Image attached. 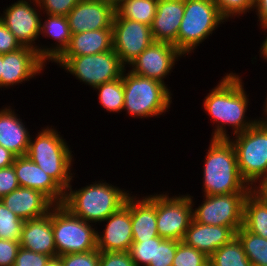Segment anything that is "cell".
Returning a JSON list of instances; mask_svg holds the SVG:
<instances>
[{
	"instance_id": "ab89813d",
	"label": "cell",
	"mask_w": 267,
	"mask_h": 266,
	"mask_svg": "<svg viewBox=\"0 0 267 266\" xmlns=\"http://www.w3.org/2000/svg\"><path fill=\"white\" fill-rule=\"evenodd\" d=\"M99 266H136L129 252H100Z\"/></svg>"
},
{
	"instance_id": "4fadbf2b",
	"label": "cell",
	"mask_w": 267,
	"mask_h": 266,
	"mask_svg": "<svg viewBox=\"0 0 267 266\" xmlns=\"http://www.w3.org/2000/svg\"><path fill=\"white\" fill-rule=\"evenodd\" d=\"M113 49L127 67L154 42L150 26L126 18H114Z\"/></svg>"
},
{
	"instance_id": "1f68e13d",
	"label": "cell",
	"mask_w": 267,
	"mask_h": 266,
	"mask_svg": "<svg viewBox=\"0 0 267 266\" xmlns=\"http://www.w3.org/2000/svg\"><path fill=\"white\" fill-rule=\"evenodd\" d=\"M23 224L24 220L10 211L0 200V239L19 241Z\"/></svg>"
},
{
	"instance_id": "836d02e7",
	"label": "cell",
	"mask_w": 267,
	"mask_h": 266,
	"mask_svg": "<svg viewBox=\"0 0 267 266\" xmlns=\"http://www.w3.org/2000/svg\"><path fill=\"white\" fill-rule=\"evenodd\" d=\"M128 252L136 266L155 264L156 237L133 242Z\"/></svg>"
},
{
	"instance_id": "484cf974",
	"label": "cell",
	"mask_w": 267,
	"mask_h": 266,
	"mask_svg": "<svg viewBox=\"0 0 267 266\" xmlns=\"http://www.w3.org/2000/svg\"><path fill=\"white\" fill-rule=\"evenodd\" d=\"M112 49V29H99L71 34L69 46L61 56L93 55Z\"/></svg>"
},
{
	"instance_id": "44dd1931",
	"label": "cell",
	"mask_w": 267,
	"mask_h": 266,
	"mask_svg": "<svg viewBox=\"0 0 267 266\" xmlns=\"http://www.w3.org/2000/svg\"><path fill=\"white\" fill-rule=\"evenodd\" d=\"M184 15V0H158L150 26L154 41L168 42L177 48V36Z\"/></svg>"
},
{
	"instance_id": "7bdbcfd3",
	"label": "cell",
	"mask_w": 267,
	"mask_h": 266,
	"mask_svg": "<svg viewBox=\"0 0 267 266\" xmlns=\"http://www.w3.org/2000/svg\"><path fill=\"white\" fill-rule=\"evenodd\" d=\"M23 46L0 20V54L17 51Z\"/></svg>"
},
{
	"instance_id": "f5cc1de1",
	"label": "cell",
	"mask_w": 267,
	"mask_h": 266,
	"mask_svg": "<svg viewBox=\"0 0 267 266\" xmlns=\"http://www.w3.org/2000/svg\"><path fill=\"white\" fill-rule=\"evenodd\" d=\"M204 266H212V264L210 262H208L207 264H205Z\"/></svg>"
},
{
	"instance_id": "f546056e",
	"label": "cell",
	"mask_w": 267,
	"mask_h": 266,
	"mask_svg": "<svg viewBox=\"0 0 267 266\" xmlns=\"http://www.w3.org/2000/svg\"><path fill=\"white\" fill-rule=\"evenodd\" d=\"M252 266H267V239L247 231L243 226L236 231Z\"/></svg>"
},
{
	"instance_id": "ffe728a7",
	"label": "cell",
	"mask_w": 267,
	"mask_h": 266,
	"mask_svg": "<svg viewBox=\"0 0 267 266\" xmlns=\"http://www.w3.org/2000/svg\"><path fill=\"white\" fill-rule=\"evenodd\" d=\"M234 237L236 230L232 227L205 225L192 219L182 241L210 257Z\"/></svg>"
},
{
	"instance_id": "9a60e30c",
	"label": "cell",
	"mask_w": 267,
	"mask_h": 266,
	"mask_svg": "<svg viewBox=\"0 0 267 266\" xmlns=\"http://www.w3.org/2000/svg\"><path fill=\"white\" fill-rule=\"evenodd\" d=\"M104 230H97V250L99 252H128L133 243L131 223V194L124 205L101 223Z\"/></svg>"
},
{
	"instance_id": "d590c367",
	"label": "cell",
	"mask_w": 267,
	"mask_h": 266,
	"mask_svg": "<svg viewBox=\"0 0 267 266\" xmlns=\"http://www.w3.org/2000/svg\"><path fill=\"white\" fill-rule=\"evenodd\" d=\"M178 241L156 237L155 264L149 266H172Z\"/></svg>"
},
{
	"instance_id": "7c38bea8",
	"label": "cell",
	"mask_w": 267,
	"mask_h": 266,
	"mask_svg": "<svg viewBox=\"0 0 267 266\" xmlns=\"http://www.w3.org/2000/svg\"><path fill=\"white\" fill-rule=\"evenodd\" d=\"M41 9L37 0H17L4 8L0 20L13 33L22 46L33 48L37 52L40 38Z\"/></svg>"
},
{
	"instance_id": "83f0119b",
	"label": "cell",
	"mask_w": 267,
	"mask_h": 266,
	"mask_svg": "<svg viewBox=\"0 0 267 266\" xmlns=\"http://www.w3.org/2000/svg\"><path fill=\"white\" fill-rule=\"evenodd\" d=\"M158 0H131L115 9L114 18H126L151 26Z\"/></svg>"
},
{
	"instance_id": "30bf717a",
	"label": "cell",
	"mask_w": 267,
	"mask_h": 266,
	"mask_svg": "<svg viewBox=\"0 0 267 266\" xmlns=\"http://www.w3.org/2000/svg\"><path fill=\"white\" fill-rule=\"evenodd\" d=\"M193 199L190 194L156 193L157 232L161 238L183 240L193 219L192 209L196 205Z\"/></svg>"
},
{
	"instance_id": "9c48e42d",
	"label": "cell",
	"mask_w": 267,
	"mask_h": 266,
	"mask_svg": "<svg viewBox=\"0 0 267 266\" xmlns=\"http://www.w3.org/2000/svg\"><path fill=\"white\" fill-rule=\"evenodd\" d=\"M54 63L93 90L121 78L127 68L114 49L93 55L60 56Z\"/></svg>"
},
{
	"instance_id": "52a82bcc",
	"label": "cell",
	"mask_w": 267,
	"mask_h": 266,
	"mask_svg": "<svg viewBox=\"0 0 267 266\" xmlns=\"http://www.w3.org/2000/svg\"><path fill=\"white\" fill-rule=\"evenodd\" d=\"M231 138L229 140L236 151L239 173L253 189L267 178V124L257 121L251 128Z\"/></svg>"
},
{
	"instance_id": "74e56055",
	"label": "cell",
	"mask_w": 267,
	"mask_h": 266,
	"mask_svg": "<svg viewBox=\"0 0 267 266\" xmlns=\"http://www.w3.org/2000/svg\"><path fill=\"white\" fill-rule=\"evenodd\" d=\"M42 14L67 16L80 0H37Z\"/></svg>"
},
{
	"instance_id": "d6986e66",
	"label": "cell",
	"mask_w": 267,
	"mask_h": 266,
	"mask_svg": "<svg viewBox=\"0 0 267 266\" xmlns=\"http://www.w3.org/2000/svg\"><path fill=\"white\" fill-rule=\"evenodd\" d=\"M1 201L24 221L45 216L55 206L42 192L20 186Z\"/></svg>"
},
{
	"instance_id": "8992f818",
	"label": "cell",
	"mask_w": 267,
	"mask_h": 266,
	"mask_svg": "<svg viewBox=\"0 0 267 266\" xmlns=\"http://www.w3.org/2000/svg\"><path fill=\"white\" fill-rule=\"evenodd\" d=\"M224 22L227 21L220 14L214 0H184L177 49L184 57L189 56Z\"/></svg>"
},
{
	"instance_id": "f6af8a7d",
	"label": "cell",
	"mask_w": 267,
	"mask_h": 266,
	"mask_svg": "<svg viewBox=\"0 0 267 266\" xmlns=\"http://www.w3.org/2000/svg\"><path fill=\"white\" fill-rule=\"evenodd\" d=\"M17 156L0 145V169L13 165Z\"/></svg>"
},
{
	"instance_id": "f1b7e54d",
	"label": "cell",
	"mask_w": 267,
	"mask_h": 266,
	"mask_svg": "<svg viewBox=\"0 0 267 266\" xmlns=\"http://www.w3.org/2000/svg\"><path fill=\"white\" fill-rule=\"evenodd\" d=\"M212 266H252L237 237L218 248L210 257Z\"/></svg>"
},
{
	"instance_id": "4316f807",
	"label": "cell",
	"mask_w": 267,
	"mask_h": 266,
	"mask_svg": "<svg viewBox=\"0 0 267 266\" xmlns=\"http://www.w3.org/2000/svg\"><path fill=\"white\" fill-rule=\"evenodd\" d=\"M243 227L267 239V203L253 190L249 192L244 202Z\"/></svg>"
},
{
	"instance_id": "681fc988",
	"label": "cell",
	"mask_w": 267,
	"mask_h": 266,
	"mask_svg": "<svg viewBox=\"0 0 267 266\" xmlns=\"http://www.w3.org/2000/svg\"><path fill=\"white\" fill-rule=\"evenodd\" d=\"M46 266H63V265H62L61 258L59 256H56V257L50 258Z\"/></svg>"
},
{
	"instance_id": "d6a6232c",
	"label": "cell",
	"mask_w": 267,
	"mask_h": 266,
	"mask_svg": "<svg viewBox=\"0 0 267 266\" xmlns=\"http://www.w3.org/2000/svg\"><path fill=\"white\" fill-rule=\"evenodd\" d=\"M208 262L209 257L204 252L178 241L172 266H204Z\"/></svg>"
},
{
	"instance_id": "277c9868",
	"label": "cell",
	"mask_w": 267,
	"mask_h": 266,
	"mask_svg": "<svg viewBox=\"0 0 267 266\" xmlns=\"http://www.w3.org/2000/svg\"><path fill=\"white\" fill-rule=\"evenodd\" d=\"M60 133L52 125L42 127L35 137L30 136L26 156L66 191L75 175L72 173L74 156Z\"/></svg>"
},
{
	"instance_id": "cb8c5ba5",
	"label": "cell",
	"mask_w": 267,
	"mask_h": 266,
	"mask_svg": "<svg viewBox=\"0 0 267 266\" xmlns=\"http://www.w3.org/2000/svg\"><path fill=\"white\" fill-rule=\"evenodd\" d=\"M12 108L5 106L0 109V145L18 157L27 154L31 135Z\"/></svg>"
},
{
	"instance_id": "ba28073f",
	"label": "cell",
	"mask_w": 267,
	"mask_h": 266,
	"mask_svg": "<svg viewBox=\"0 0 267 266\" xmlns=\"http://www.w3.org/2000/svg\"><path fill=\"white\" fill-rule=\"evenodd\" d=\"M74 216L66 207L52 208V229L57 256L97 249V226Z\"/></svg>"
},
{
	"instance_id": "e0dca14e",
	"label": "cell",
	"mask_w": 267,
	"mask_h": 266,
	"mask_svg": "<svg viewBox=\"0 0 267 266\" xmlns=\"http://www.w3.org/2000/svg\"><path fill=\"white\" fill-rule=\"evenodd\" d=\"M114 4L106 0H80L66 16L71 34L112 29Z\"/></svg>"
},
{
	"instance_id": "7402d4cb",
	"label": "cell",
	"mask_w": 267,
	"mask_h": 266,
	"mask_svg": "<svg viewBox=\"0 0 267 266\" xmlns=\"http://www.w3.org/2000/svg\"><path fill=\"white\" fill-rule=\"evenodd\" d=\"M19 241L20 247L24 249L51 258L56 257L57 250L52 229V209L45 216L24 221Z\"/></svg>"
},
{
	"instance_id": "c3c4849f",
	"label": "cell",
	"mask_w": 267,
	"mask_h": 266,
	"mask_svg": "<svg viewBox=\"0 0 267 266\" xmlns=\"http://www.w3.org/2000/svg\"><path fill=\"white\" fill-rule=\"evenodd\" d=\"M267 94V93H266ZM263 114L264 116H262V118H257V121L258 122H261V123H264V124H267V96L265 98V102H263Z\"/></svg>"
},
{
	"instance_id": "ac0fdd59",
	"label": "cell",
	"mask_w": 267,
	"mask_h": 266,
	"mask_svg": "<svg viewBox=\"0 0 267 266\" xmlns=\"http://www.w3.org/2000/svg\"><path fill=\"white\" fill-rule=\"evenodd\" d=\"M13 167L20 187L42 192L55 205L63 204L65 190L28 156L16 157Z\"/></svg>"
},
{
	"instance_id": "2e32d148",
	"label": "cell",
	"mask_w": 267,
	"mask_h": 266,
	"mask_svg": "<svg viewBox=\"0 0 267 266\" xmlns=\"http://www.w3.org/2000/svg\"><path fill=\"white\" fill-rule=\"evenodd\" d=\"M46 63L35 49L23 46L17 51L2 54L1 90L9 89L40 76Z\"/></svg>"
},
{
	"instance_id": "60d3db41",
	"label": "cell",
	"mask_w": 267,
	"mask_h": 266,
	"mask_svg": "<svg viewBox=\"0 0 267 266\" xmlns=\"http://www.w3.org/2000/svg\"><path fill=\"white\" fill-rule=\"evenodd\" d=\"M20 241L0 239V266H14Z\"/></svg>"
},
{
	"instance_id": "603a6c76",
	"label": "cell",
	"mask_w": 267,
	"mask_h": 266,
	"mask_svg": "<svg viewBox=\"0 0 267 266\" xmlns=\"http://www.w3.org/2000/svg\"><path fill=\"white\" fill-rule=\"evenodd\" d=\"M46 19L40 20V33L42 37H49L55 43L48 45L38 44L37 54L47 64V62H55L68 48L71 41V32L66 16L44 15Z\"/></svg>"
},
{
	"instance_id": "f35d334b",
	"label": "cell",
	"mask_w": 267,
	"mask_h": 266,
	"mask_svg": "<svg viewBox=\"0 0 267 266\" xmlns=\"http://www.w3.org/2000/svg\"><path fill=\"white\" fill-rule=\"evenodd\" d=\"M50 256L19 248L14 266H46Z\"/></svg>"
},
{
	"instance_id": "bcb514c9",
	"label": "cell",
	"mask_w": 267,
	"mask_h": 266,
	"mask_svg": "<svg viewBox=\"0 0 267 266\" xmlns=\"http://www.w3.org/2000/svg\"><path fill=\"white\" fill-rule=\"evenodd\" d=\"M252 190L267 203V178L262 179Z\"/></svg>"
},
{
	"instance_id": "b9f144b4",
	"label": "cell",
	"mask_w": 267,
	"mask_h": 266,
	"mask_svg": "<svg viewBox=\"0 0 267 266\" xmlns=\"http://www.w3.org/2000/svg\"><path fill=\"white\" fill-rule=\"evenodd\" d=\"M19 187L13 165L0 169V200Z\"/></svg>"
},
{
	"instance_id": "4dcf8cb0",
	"label": "cell",
	"mask_w": 267,
	"mask_h": 266,
	"mask_svg": "<svg viewBox=\"0 0 267 266\" xmlns=\"http://www.w3.org/2000/svg\"><path fill=\"white\" fill-rule=\"evenodd\" d=\"M97 91L101 108L109 113H120L124 107L123 75L121 78L106 82L94 88Z\"/></svg>"
},
{
	"instance_id": "ee69618b",
	"label": "cell",
	"mask_w": 267,
	"mask_h": 266,
	"mask_svg": "<svg viewBox=\"0 0 267 266\" xmlns=\"http://www.w3.org/2000/svg\"><path fill=\"white\" fill-rule=\"evenodd\" d=\"M257 15L260 29L267 27V0H255L253 12Z\"/></svg>"
},
{
	"instance_id": "5bb4252c",
	"label": "cell",
	"mask_w": 267,
	"mask_h": 266,
	"mask_svg": "<svg viewBox=\"0 0 267 266\" xmlns=\"http://www.w3.org/2000/svg\"><path fill=\"white\" fill-rule=\"evenodd\" d=\"M182 56L184 57L173 44L154 41L128 65V70L166 85L164 78L173 72L176 61H180Z\"/></svg>"
},
{
	"instance_id": "f907efd6",
	"label": "cell",
	"mask_w": 267,
	"mask_h": 266,
	"mask_svg": "<svg viewBox=\"0 0 267 266\" xmlns=\"http://www.w3.org/2000/svg\"><path fill=\"white\" fill-rule=\"evenodd\" d=\"M128 1H131V0H115L113 2V4H114V7L116 9L121 3H125V2H128Z\"/></svg>"
},
{
	"instance_id": "5b68a950",
	"label": "cell",
	"mask_w": 267,
	"mask_h": 266,
	"mask_svg": "<svg viewBox=\"0 0 267 266\" xmlns=\"http://www.w3.org/2000/svg\"><path fill=\"white\" fill-rule=\"evenodd\" d=\"M126 69L123 72L124 107L126 114L135 118H151L170 111L173 94L167 85Z\"/></svg>"
},
{
	"instance_id": "7a4b0ae2",
	"label": "cell",
	"mask_w": 267,
	"mask_h": 266,
	"mask_svg": "<svg viewBox=\"0 0 267 266\" xmlns=\"http://www.w3.org/2000/svg\"><path fill=\"white\" fill-rule=\"evenodd\" d=\"M79 188L72 189V182L65 191L63 206L74 216L95 225L107 219L122 205L131 194L128 190L98 180Z\"/></svg>"
},
{
	"instance_id": "6da1fadb",
	"label": "cell",
	"mask_w": 267,
	"mask_h": 266,
	"mask_svg": "<svg viewBox=\"0 0 267 266\" xmlns=\"http://www.w3.org/2000/svg\"><path fill=\"white\" fill-rule=\"evenodd\" d=\"M216 87L209 90L203 100V109L215 125L212 129V139H229L228 129L232 135L241 133L251 128L256 118L247 117L249 96L244 89V82L239 73L233 71L224 75ZM229 127L228 129H226Z\"/></svg>"
},
{
	"instance_id": "e575fe53",
	"label": "cell",
	"mask_w": 267,
	"mask_h": 266,
	"mask_svg": "<svg viewBox=\"0 0 267 266\" xmlns=\"http://www.w3.org/2000/svg\"><path fill=\"white\" fill-rule=\"evenodd\" d=\"M214 2L227 22L229 19L243 17V14L245 16L247 12L253 11L255 5V0H214Z\"/></svg>"
},
{
	"instance_id": "8fae6325",
	"label": "cell",
	"mask_w": 267,
	"mask_h": 266,
	"mask_svg": "<svg viewBox=\"0 0 267 266\" xmlns=\"http://www.w3.org/2000/svg\"><path fill=\"white\" fill-rule=\"evenodd\" d=\"M249 192L203 195V202L192 209L193 220L205 225L243 226L244 202Z\"/></svg>"
},
{
	"instance_id": "7dc6e473",
	"label": "cell",
	"mask_w": 267,
	"mask_h": 266,
	"mask_svg": "<svg viewBox=\"0 0 267 266\" xmlns=\"http://www.w3.org/2000/svg\"><path fill=\"white\" fill-rule=\"evenodd\" d=\"M265 31V33L267 32V27L261 28ZM266 37L264 39V41L262 42V45H260V50H259V57L262 56V58L267 62V34H265Z\"/></svg>"
},
{
	"instance_id": "8d00e7d4",
	"label": "cell",
	"mask_w": 267,
	"mask_h": 266,
	"mask_svg": "<svg viewBox=\"0 0 267 266\" xmlns=\"http://www.w3.org/2000/svg\"><path fill=\"white\" fill-rule=\"evenodd\" d=\"M63 266H99L100 252L95 249L83 253L59 256Z\"/></svg>"
},
{
	"instance_id": "d4e9b609",
	"label": "cell",
	"mask_w": 267,
	"mask_h": 266,
	"mask_svg": "<svg viewBox=\"0 0 267 266\" xmlns=\"http://www.w3.org/2000/svg\"><path fill=\"white\" fill-rule=\"evenodd\" d=\"M131 195L133 242L160 237L157 232L156 193L141 198L137 194Z\"/></svg>"
},
{
	"instance_id": "3957f363",
	"label": "cell",
	"mask_w": 267,
	"mask_h": 266,
	"mask_svg": "<svg viewBox=\"0 0 267 266\" xmlns=\"http://www.w3.org/2000/svg\"><path fill=\"white\" fill-rule=\"evenodd\" d=\"M203 168V195L250 192L252 188L242 179L234 145L229 139L209 142Z\"/></svg>"
},
{
	"instance_id": "816d5d0a",
	"label": "cell",
	"mask_w": 267,
	"mask_h": 266,
	"mask_svg": "<svg viewBox=\"0 0 267 266\" xmlns=\"http://www.w3.org/2000/svg\"><path fill=\"white\" fill-rule=\"evenodd\" d=\"M1 73H2V54H0V89H1Z\"/></svg>"
}]
</instances>
